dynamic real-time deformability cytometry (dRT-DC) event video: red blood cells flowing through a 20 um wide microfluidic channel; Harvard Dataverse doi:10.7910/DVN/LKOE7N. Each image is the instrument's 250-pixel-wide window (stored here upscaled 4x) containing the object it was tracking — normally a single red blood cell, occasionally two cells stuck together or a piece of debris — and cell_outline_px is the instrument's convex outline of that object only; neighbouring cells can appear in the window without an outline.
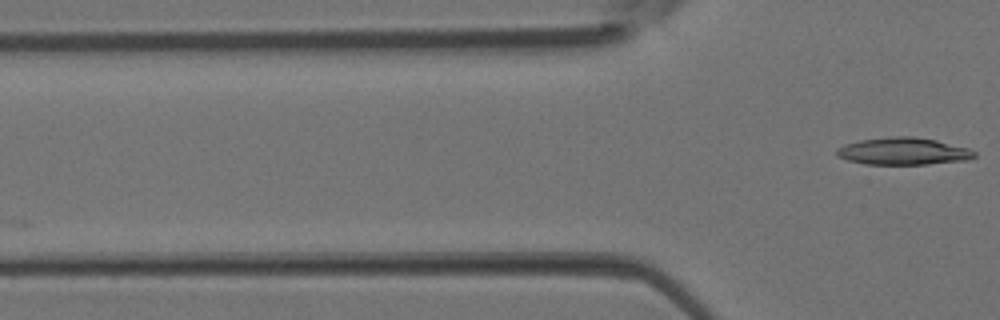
{"species": "Egyptian fruit bat (a non-hibernating species)", "species_latin": "Rousettus aegyptiacus", "temperature_condition": "room temperature", "stored_images_in_passage": 3, "camera_frame_rate_fps": 3000, "um_per_image_px": 0.085, "animal": {"sex": "female"}, "frame": {"image": 1, "passage_image": 3, "time_ms": 0.667, "image_size_px": [1000, 320], "cell_outline_px": [[976, 156], [968, 160], [928, 164], [864, 164], [848, 160], [836, 156], [836, 148], [844, 144], [860, 140], [896, 136], [912, 136], [936, 140], [968, 148], [976, 152]], "centroid_in_image_um": [76.77, 12.86], "position_along_channel_um": 49.0, "area_um2": 21.85}}